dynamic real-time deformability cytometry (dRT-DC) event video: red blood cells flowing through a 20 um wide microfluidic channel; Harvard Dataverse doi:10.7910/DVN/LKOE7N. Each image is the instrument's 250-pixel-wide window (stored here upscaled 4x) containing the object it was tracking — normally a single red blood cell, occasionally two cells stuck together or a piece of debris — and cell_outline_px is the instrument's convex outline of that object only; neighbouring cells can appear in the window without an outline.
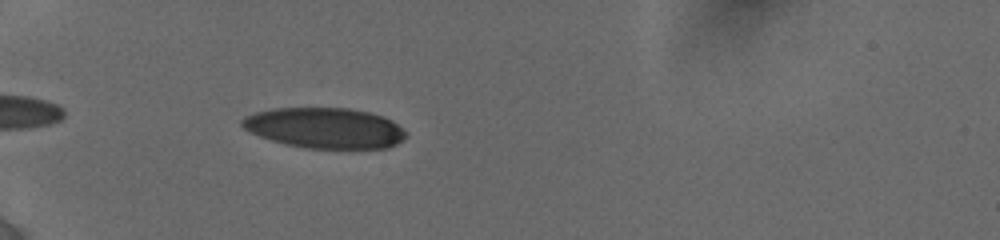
{"species": "human", "species_latin": "Homo sapiens", "temperature_condition": "cold", "stored_images_in_passage": 23, "camera_frame_rate_fps": 3000, "um_per_image_px": 0.085, "donor": {"sex": "female"}, "frame": {"image": 1, "passage_image": 1, "time_ms": 0.0, "image_size_px": [1000, 240], "cell_outline_px": [[408, 136], [396, 144], [388, 148], [304, 148], [272, 140], [260, 136], [244, 128], [240, 124], [240, 120], [244, 116], [256, 112], [272, 108], [348, 108], [368, 112], [384, 116], [392, 120], [408, 132]], "centroid_in_image_um": [27.64, 10.87], "position_along_channel_um": 57.4, "area_um2": 38.78}}
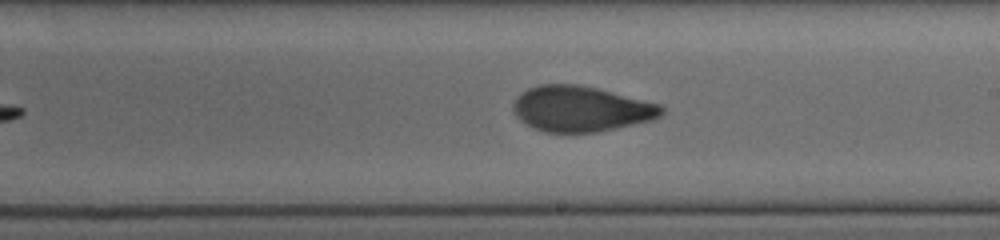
{"frame": {"image": 2, "passage_image": 9, "time_ms": 5.333, "image_size_px": [1000, 240], "cell_outline_px": [[664, 112], [660, 116], [652, 120], [596, 132], [544, 132], [532, 128], [520, 120], [516, 116], [512, 108], [512, 104], [516, 96], [528, 88], [540, 84], [580, 84], [660, 104], [664, 108]], "centroid_in_image_um": [49.34, 9.25], "position_along_channel_um": 239.7, "area_um2": 39.36}}
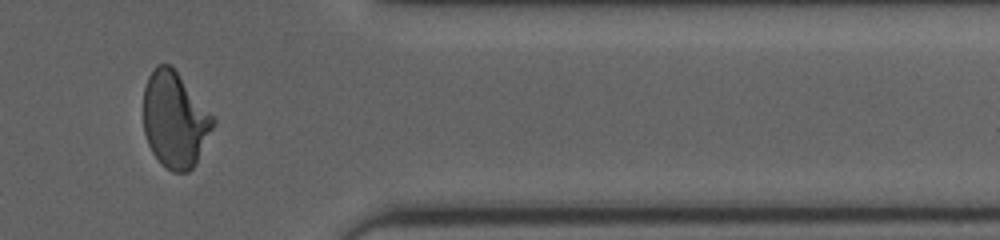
{"frame": {"image": 3, "passage_image": 18, "time_ms": 9.667, "image_size_px": [1000, 240], "cell_outline_px": [[216, 124], [196, 164], [188, 172], [172, 172], [160, 164], [152, 152], [148, 144], [144, 132], [144, 88], [148, 76], [152, 68], [156, 64], [172, 64], [216, 120]], "centroid_in_image_um": [14.86, 10.18], "position_along_channel_um": 396.5, "area_um2": 39.36}, "authors_computed_cell_mechanics": {"area_um2": 39.0728, "velocity_mm_per_s": 3.8463, "shape_relaxation_time_tau1_ms": 5.4492, "shape_relaxation_time_tau2_ms": 0.9949, "deformation_change_tau1": 0.1654, "deformation_change_tau2": 0.0566}}